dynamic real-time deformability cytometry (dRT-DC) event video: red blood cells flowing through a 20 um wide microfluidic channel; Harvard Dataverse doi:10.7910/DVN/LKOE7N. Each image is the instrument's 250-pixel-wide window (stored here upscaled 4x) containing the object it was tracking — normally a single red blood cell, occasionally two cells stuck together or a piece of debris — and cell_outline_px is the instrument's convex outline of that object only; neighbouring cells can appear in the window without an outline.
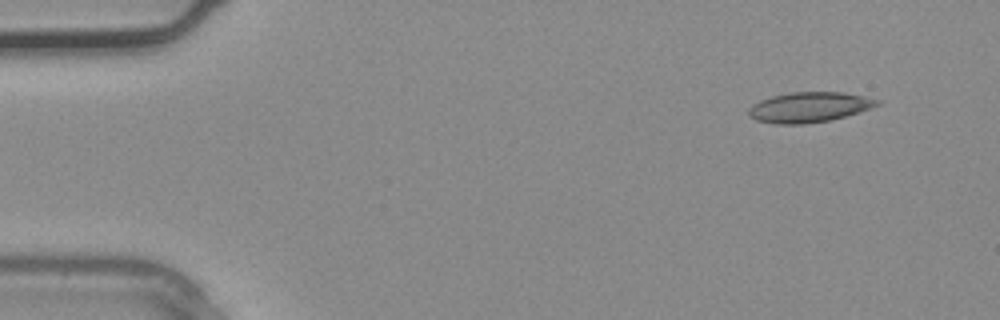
{"species": "common noctule bat (a hibernating species)", "species_latin": "Nyctalus noctula", "temperature_condition": "warm", "stored_images_in_passage": 4, "camera_frame_rate_fps": 3000, "um_per_image_px": 0.085, "animal": {"sex": "male", "body_mass_g": 20.4}, "frame": {"image": 1, "passage_image": 4, "time_ms": 1.0, "image_size_px": [1000, 320], "cell_outline_px": [[880, 104], [860, 112], [828, 120], [804, 124], [776, 124], [756, 120], [748, 116], [748, 108], [752, 104], [760, 100], [772, 96], [788, 92], [844, 92], [880, 100]], "centroid_in_image_um": [68.74, 9.11], "position_along_channel_um": 16.3, "area_um2": 22.6}}